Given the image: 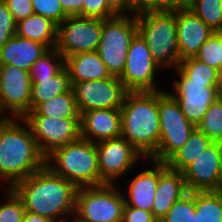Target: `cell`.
<instances>
[{
    "instance_id": "cell-1",
    "label": "cell",
    "mask_w": 222,
    "mask_h": 222,
    "mask_svg": "<svg viewBox=\"0 0 222 222\" xmlns=\"http://www.w3.org/2000/svg\"><path fill=\"white\" fill-rule=\"evenodd\" d=\"M11 189L22 200L26 211L54 222L73 219L78 187L53 173L46 165L16 182Z\"/></svg>"
},
{
    "instance_id": "cell-2",
    "label": "cell",
    "mask_w": 222,
    "mask_h": 222,
    "mask_svg": "<svg viewBox=\"0 0 222 222\" xmlns=\"http://www.w3.org/2000/svg\"><path fill=\"white\" fill-rule=\"evenodd\" d=\"M45 166L31 129L23 118L0 120V189L11 188ZM4 186V187H3Z\"/></svg>"
},
{
    "instance_id": "cell-3",
    "label": "cell",
    "mask_w": 222,
    "mask_h": 222,
    "mask_svg": "<svg viewBox=\"0 0 222 222\" xmlns=\"http://www.w3.org/2000/svg\"><path fill=\"white\" fill-rule=\"evenodd\" d=\"M120 110L121 136L145 159L150 158L160 139L158 91L128 92Z\"/></svg>"
},
{
    "instance_id": "cell-4",
    "label": "cell",
    "mask_w": 222,
    "mask_h": 222,
    "mask_svg": "<svg viewBox=\"0 0 222 222\" xmlns=\"http://www.w3.org/2000/svg\"><path fill=\"white\" fill-rule=\"evenodd\" d=\"M45 165L78 188L100 186L96 144L83 138L54 149Z\"/></svg>"
},
{
    "instance_id": "cell-5",
    "label": "cell",
    "mask_w": 222,
    "mask_h": 222,
    "mask_svg": "<svg viewBox=\"0 0 222 222\" xmlns=\"http://www.w3.org/2000/svg\"><path fill=\"white\" fill-rule=\"evenodd\" d=\"M136 23L138 33L146 41L154 61L163 71L175 70L181 61L176 32V9L136 14Z\"/></svg>"
},
{
    "instance_id": "cell-6",
    "label": "cell",
    "mask_w": 222,
    "mask_h": 222,
    "mask_svg": "<svg viewBox=\"0 0 222 222\" xmlns=\"http://www.w3.org/2000/svg\"><path fill=\"white\" fill-rule=\"evenodd\" d=\"M124 195L118 184L78 188L71 221L122 222Z\"/></svg>"
},
{
    "instance_id": "cell-7",
    "label": "cell",
    "mask_w": 222,
    "mask_h": 222,
    "mask_svg": "<svg viewBox=\"0 0 222 222\" xmlns=\"http://www.w3.org/2000/svg\"><path fill=\"white\" fill-rule=\"evenodd\" d=\"M160 139L157 151L149 158L165 163L188 141L195 126L182 113L177 100L165 90L158 91Z\"/></svg>"
},
{
    "instance_id": "cell-8",
    "label": "cell",
    "mask_w": 222,
    "mask_h": 222,
    "mask_svg": "<svg viewBox=\"0 0 222 222\" xmlns=\"http://www.w3.org/2000/svg\"><path fill=\"white\" fill-rule=\"evenodd\" d=\"M137 33L136 14L102 19L97 52L111 75L119 77L124 71L128 47Z\"/></svg>"
},
{
    "instance_id": "cell-9",
    "label": "cell",
    "mask_w": 222,
    "mask_h": 222,
    "mask_svg": "<svg viewBox=\"0 0 222 222\" xmlns=\"http://www.w3.org/2000/svg\"><path fill=\"white\" fill-rule=\"evenodd\" d=\"M163 72L165 71L152 58L146 41L137 33L128 47L126 65L119 76L124 87L128 92L165 90L164 87L160 86L163 80L160 81V76Z\"/></svg>"
},
{
    "instance_id": "cell-10",
    "label": "cell",
    "mask_w": 222,
    "mask_h": 222,
    "mask_svg": "<svg viewBox=\"0 0 222 222\" xmlns=\"http://www.w3.org/2000/svg\"><path fill=\"white\" fill-rule=\"evenodd\" d=\"M170 72L175 75L166 78L171 82L166 85L171 84L167 91L177 100L187 120L197 127L209 106L218 99L222 82H191L177 68Z\"/></svg>"
},
{
    "instance_id": "cell-11",
    "label": "cell",
    "mask_w": 222,
    "mask_h": 222,
    "mask_svg": "<svg viewBox=\"0 0 222 222\" xmlns=\"http://www.w3.org/2000/svg\"><path fill=\"white\" fill-rule=\"evenodd\" d=\"M96 144L100 186L118 184L145 159L122 136Z\"/></svg>"
},
{
    "instance_id": "cell-12",
    "label": "cell",
    "mask_w": 222,
    "mask_h": 222,
    "mask_svg": "<svg viewBox=\"0 0 222 222\" xmlns=\"http://www.w3.org/2000/svg\"><path fill=\"white\" fill-rule=\"evenodd\" d=\"M101 33V18L68 16L58 25L56 49L64 58L97 51Z\"/></svg>"
},
{
    "instance_id": "cell-13",
    "label": "cell",
    "mask_w": 222,
    "mask_h": 222,
    "mask_svg": "<svg viewBox=\"0 0 222 222\" xmlns=\"http://www.w3.org/2000/svg\"><path fill=\"white\" fill-rule=\"evenodd\" d=\"M80 114L96 109H121L128 93L118 76L71 83Z\"/></svg>"
},
{
    "instance_id": "cell-14",
    "label": "cell",
    "mask_w": 222,
    "mask_h": 222,
    "mask_svg": "<svg viewBox=\"0 0 222 222\" xmlns=\"http://www.w3.org/2000/svg\"><path fill=\"white\" fill-rule=\"evenodd\" d=\"M31 79L28 71L0 65V115L23 118L30 111Z\"/></svg>"
},
{
    "instance_id": "cell-15",
    "label": "cell",
    "mask_w": 222,
    "mask_h": 222,
    "mask_svg": "<svg viewBox=\"0 0 222 222\" xmlns=\"http://www.w3.org/2000/svg\"><path fill=\"white\" fill-rule=\"evenodd\" d=\"M40 152L46 157L54 149L80 138V118L56 120L47 116H24Z\"/></svg>"
},
{
    "instance_id": "cell-16",
    "label": "cell",
    "mask_w": 222,
    "mask_h": 222,
    "mask_svg": "<svg viewBox=\"0 0 222 222\" xmlns=\"http://www.w3.org/2000/svg\"><path fill=\"white\" fill-rule=\"evenodd\" d=\"M137 169H133L118 185L126 205L151 212L160 176V162L146 158Z\"/></svg>"
},
{
    "instance_id": "cell-17",
    "label": "cell",
    "mask_w": 222,
    "mask_h": 222,
    "mask_svg": "<svg viewBox=\"0 0 222 222\" xmlns=\"http://www.w3.org/2000/svg\"><path fill=\"white\" fill-rule=\"evenodd\" d=\"M188 192L222 190V156L219 142H212L183 171Z\"/></svg>"
},
{
    "instance_id": "cell-18",
    "label": "cell",
    "mask_w": 222,
    "mask_h": 222,
    "mask_svg": "<svg viewBox=\"0 0 222 222\" xmlns=\"http://www.w3.org/2000/svg\"><path fill=\"white\" fill-rule=\"evenodd\" d=\"M176 32L180 59L195 57L214 32L186 5L176 8Z\"/></svg>"
},
{
    "instance_id": "cell-19",
    "label": "cell",
    "mask_w": 222,
    "mask_h": 222,
    "mask_svg": "<svg viewBox=\"0 0 222 222\" xmlns=\"http://www.w3.org/2000/svg\"><path fill=\"white\" fill-rule=\"evenodd\" d=\"M80 137L92 143L121 137V110L96 109L82 112Z\"/></svg>"
},
{
    "instance_id": "cell-20",
    "label": "cell",
    "mask_w": 222,
    "mask_h": 222,
    "mask_svg": "<svg viewBox=\"0 0 222 222\" xmlns=\"http://www.w3.org/2000/svg\"><path fill=\"white\" fill-rule=\"evenodd\" d=\"M188 193L182 172L173 170L160 162L158 179L151 212L160 221L173 204Z\"/></svg>"
},
{
    "instance_id": "cell-21",
    "label": "cell",
    "mask_w": 222,
    "mask_h": 222,
    "mask_svg": "<svg viewBox=\"0 0 222 222\" xmlns=\"http://www.w3.org/2000/svg\"><path fill=\"white\" fill-rule=\"evenodd\" d=\"M48 50L41 43L15 34L0 49V65H14L29 72L30 67Z\"/></svg>"
},
{
    "instance_id": "cell-22",
    "label": "cell",
    "mask_w": 222,
    "mask_h": 222,
    "mask_svg": "<svg viewBox=\"0 0 222 222\" xmlns=\"http://www.w3.org/2000/svg\"><path fill=\"white\" fill-rule=\"evenodd\" d=\"M70 83L107 79L112 75L97 51L80 52L65 58Z\"/></svg>"
},
{
    "instance_id": "cell-23",
    "label": "cell",
    "mask_w": 222,
    "mask_h": 222,
    "mask_svg": "<svg viewBox=\"0 0 222 222\" xmlns=\"http://www.w3.org/2000/svg\"><path fill=\"white\" fill-rule=\"evenodd\" d=\"M58 25L51 19L32 14L16 24V35L41 43L49 49L56 48Z\"/></svg>"
},
{
    "instance_id": "cell-24",
    "label": "cell",
    "mask_w": 222,
    "mask_h": 222,
    "mask_svg": "<svg viewBox=\"0 0 222 222\" xmlns=\"http://www.w3.org/2000/svg\"><path fill=\"white\" fill-rule=\"evenodd\" d=\"M71 89L69 73L64 67L58 74L46 79H31L30 111L39 104Z\"/></svg>"
},
{
    "instance_id": "cell-25",
    "label": "cell",
    "mask_w": 222,
    "mask_h": 222,
    "mask_svg": "<svg viewBox=\"0 0 222 222\" xmlns=\"http://www.w3.org/2000/svg\"><path fill=\"white\" fill-rule=\"evenodd\" d=\"M212 142L209 137L195 127L184 146L174 153L165 163L169 168L182 172L188 165L193 163Z\"/></svg>"
},
{
    "instance_id": "cell-26",
    "label": "cell",
    "mask_w": 222,
    "mask_h": 222,
    "mask_svg": "<svg viewBox=\"0 0 222 222\" xmlns=\"http://www.w3.org/2000/svg\"><path fill=\"white\" fill-rule=\"evenodd\" d=\"M25 116H47L60 120L62 118H80L81 114L78 110L73 91L70 89L66 93L57 95L39 104Z\"/></svg>"
},
{
    "instance_id": "cell-27",
    "label": "cell",
    "mask_w": 222,
    "mask_h": 222,
    "mask_svg": "<svg viewBox=\"0 0 222 222\" xmlns=\"http://www.w3.org/2000/svg\"><path fill=\"white\" fill-rule=\"evenodd\" d=\"M196 222H222V191L195 192Z\"/></svg>"
},
{
    "instance_id": "cell-28",
    "label": "cell",
    "mask_w": 222,
    "mask_h": 222,
    "mask_svg": "<svg viewBox=\"0 0 222 222\" xmlns=\"http://www.w3.org/2000/svg\"><path fill=\"white\" fill-rule=\"evenodd\" d=\"M186 6L213 31H222V0H187Z\"/></svg>"
},
{
    "instance_id": "cell-29",
    "label": "cell",
    "mask_w": 222,
    "mask_h": 222,
    "mask_svg": "<svg viewBox=\"0 0 222 222\" xmlns=\"http://www.w3.org/2000/svg\"><path fill=\"white\" fill-rule=\"evenodd\" d=\"M177 69L191 82H222V75L195 57L182 59Z\"/></svg>"
},
{
    "instance_id": "cell-30",
    "label": "cell",
    "mask_w": 222,
    "mask_h": 222,
    "mask_svg": "<svg viewBox=\"0 0 222 222\" xmlns=\"http://www.w3.org/2000/svg\"><path fill=\"white\" fill-rule=\"evenodd\" d=\"M65 67V58L56 49H49L29 70L30 79H46L58 74Z\"/></svg>"
},
{
    "instance_id": "cell-31",
    "label": "cell",
    "mask_w": 222,
    "mask_h": 222,
    "mask_svg": "<svg viewBox=\"0 0 222 222\" xmlns=\"http://www.w3.org/2000/svg\"><path fill=\"white\" fill-rule=\"evenodd\" d=\"M197 128L213 142L222 141V102L219 98L209 106Z\"/></svg>"
},
{
    "instance_id": "cell-32",
    "label": "cell",
    "mask_w": 222,
    "mask_h": 222,
    "mask_svg": "<svg viewBox=\"0 0 222 222\" xmlns=\"http://www.w3.org/2000/svg\"><path fill=\"white\" fill-rule=\"evenodd\" d=\"M159 222H196L195 192L177 200Z\"/></svg>"
},
{
    "instance_id": "cell-33",
    "label": "cell",
    "mask_w": 222,
    "mask_h": 222,
    "mask_svg": "<svg viewBox=\"0 0 222 222\" xmlns=\"http://www.w3.org/2000/svg\"><path fill=\"white\" fill-rule=\"evenodd\" d=\"M4 190V191H3ZM0 195V222H22L26 212L22 200L11 188H3Z\"/></svg>"
},
{
    "instance_id": "cell-34",
    "label": "cell",
    "mask_w": 222,
    "mask_h": 222,
    "mask_svg": "<svg viewBox=\"0 0 222 222\" xmlns=\"http://www.w3.org/2000/svg\"><path fill=\"white\" fill-rule=\"evenodd\" d=\"M31 2L34 14L49 18L57 25L68 17L59 0H31Z\"/></svg>"
},
{
    "instance_id": "cell-35",
    "label": "cell",
    "mask_w": 222,
    "mask_h": 222,
    "mask_svg": "<svg viewBox=\"0 0 222 222\" xmlns=\"http://www.w3.org/2000/svg\"><path fill=\"white\" fill-rule=\"evenodd\" d=\"M195 58L219 71V32L212 33L200 47Z\"/></svg>"
},
{
    "instance_id": "cell-36",
    "label": "cell",
    "mask_w": 222,
    "mask_h": 222,
    "mask_svg": "<svg viewBox=\"0 0 222 222\" xmlns=\"http://www.w3.org/2000/svg\"><path fill=\"white\" fill-rule=\"evenodd\" d=\"M187 0H134L135 14L149 11H169L186 5Z\"/></svg>"
},
{
    "instance_id": "cell-37",
    "label": "cell",
    "mask_w": 222,
    "mask_h": 222,
    "mask_svg": "<svg viewBox=\"0 0 222 222\" xmlns=\"http://www.w3.org/2000/svg\"><path fill=\"white\" fill-rule=\"evenodd\" d=\"M81 2H83V17L109 19L117 16L106 0H81Z\"/></svg>"
},
{
    "instance_id": "cell-38",
    "label": "cell",
    "mask_w": 222,
    "mask_h": 222,
    "mask_svg": "<svg viewBox=\"0 0 222 222\" xmlns=\"http://www.w3.org/2000/svg\"><path fill=\"white\" fill-rule=\"evenodd\" d=\"M16 22L3 0H0V49L16 34Z\"/></svg>"
},
{
    "instance_id": "cell-39",
    "label": "cell",
    "mask_w": 222,
    "mask_h": 222,
    "mask_svg": "<svg viewBox=\"0 0 222 222\" xmlns=\"http://www.w3.org/2000/svg\"><path fill=\"white\" fill-rule=\"evenodd\" d=\"M3 1L6 3V6L12 14L16 23L34 14V9L31 0Z\"/></svg>"
},
{
    "instance_id": "cell-40",
    "label": "cell",
    "mask_w": 222,
    "mask_h": 222,
    "mask_svg": "<svg viewBox=\"0 0 222 222\" xmlns=\"http://www.w3.org/2000/svg\"><path fill=\"white\" fill-rule=\"evenodd\" d=\"M122 222H159L152 212L124 205Z\"/></svg>"
},
{
    "instance_id": "cell-41",
    "label": "cell",
    "mask_w": 222,
    "mask_h": 222,
    "mask_svg": "<svg viewBox=\"0 0 222 222\" xmlns=\"http://www.w3.org/2000/svg\"><path fill=\"white\" fill-rule=\"evenodd\" d=\"M117 15L135 14L134 0H106Z\"/></svg>"
},
{
    "instance_id": "cell-42",
    "label": "cell",
    "mask_w": 222,
    "mask_h": 222,
    "mask_svg": "<svg viewBox=\"0 0 222 222\" xmlns=\"http://www.w3.org/2000/svg\"><path fill=\"white\" fill-rule=\"evenodd\" d=\"M59 2L68 16H83V2L81 0H59Z\"/></svg>"
},
{
    "instance_id": "cell-43",
    "label": "cell",
    "mask_w": 222,
    "mask_h": 222,
    "mask_svg": "<svg viewBox=\"0 0 222 222\" xmlns=\"http://www.w3.org/2000/svg\"><path fill=\"white\" fill-rule=\"evenodd\" d=\"M22 222H54V221H52L47 217L26 211Z\"/></svg>"
},
{
    "instance_id": "cell-44",
    "label": "cell",
    "mask_w": 222,
    "mask_h": 222,
    "mask_svg": "<svg viewBox=\"0 0 222 222\" xmlns=\"http://www.w3.org/2000/svg\"><path fill=\"white\" fill-rule=\"evenodd\" d=\"M219 73L222 75V31L219 32Z\"/></svg>"
},
{
    "instance_id": "cell-45",
    "label": "cell",
    "mask_w": 222,
    "mask_h": 222,
    "mask_svg": "<svg viewBox=\"0 0 222 222\" xmlns=\"http://www.w3.org/2000/svg\"><path fill=\"white\" fill-rule=\"evenodd\" d=\"M218 98H219V99L221 100V102H222V88L219 90Z\"/></svg>"
},
{
    "instance_id": "cell-46",
    "label": "cell",
    "mask_w": 222,
    "mask_h": 222,
    "mask_svg": "<svg viewBox=\"0 0 222 222\" xmlns=\"http://www.w3.org/2000/svg\"><path fill=\"white\" fill-rule=\"evenodd\" d=\"M220 148H221V156H222V141L219 142Z\"/></svg>"
}]
</instances>
